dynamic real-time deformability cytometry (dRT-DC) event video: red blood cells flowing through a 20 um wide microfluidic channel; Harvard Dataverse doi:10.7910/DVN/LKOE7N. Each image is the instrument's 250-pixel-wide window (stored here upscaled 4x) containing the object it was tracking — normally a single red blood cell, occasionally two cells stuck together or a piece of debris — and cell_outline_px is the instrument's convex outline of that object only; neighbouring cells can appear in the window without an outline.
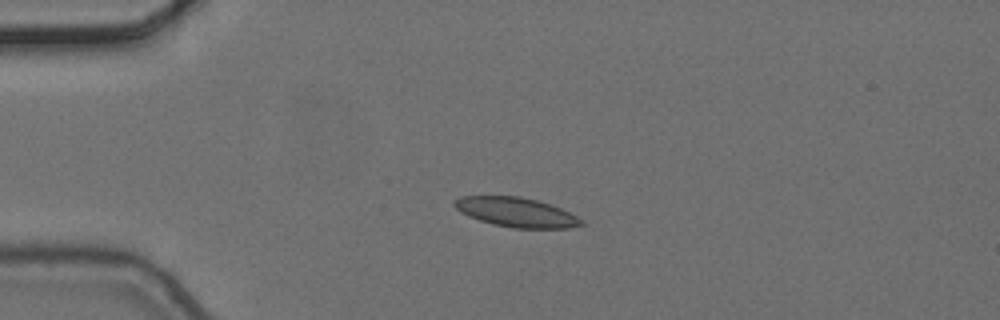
{"species": "common noctule bat (a hibernating species)", "species_latin": "Nyctalus noctula", "temperature_condition": "cold", "stored_images_in_passage": 5, "camera_frame_rate_fps": 3000, "um_per_image_px": 0.085, "animal": {"sex": "female", "body_mass_g": 24.6, "forearm_length_mm": 56.2}, "frame": {"image": 1, "passage_image": 4, "time_ms": 1.0, "image_size_px": [1000, 320], "cell_outline_px": [[584, 224], [568, 228], [512, 228], [492, 224], [468, 216], [460, 212], [452, 204], [452, 200], [460, 196], [520, 196], [536, 200], [560, 208], [584, 220]], "centroid_in_image_um": [43.84, 18.04], "position_along_channel_um": 41.2, "area_um2": 21.79}}